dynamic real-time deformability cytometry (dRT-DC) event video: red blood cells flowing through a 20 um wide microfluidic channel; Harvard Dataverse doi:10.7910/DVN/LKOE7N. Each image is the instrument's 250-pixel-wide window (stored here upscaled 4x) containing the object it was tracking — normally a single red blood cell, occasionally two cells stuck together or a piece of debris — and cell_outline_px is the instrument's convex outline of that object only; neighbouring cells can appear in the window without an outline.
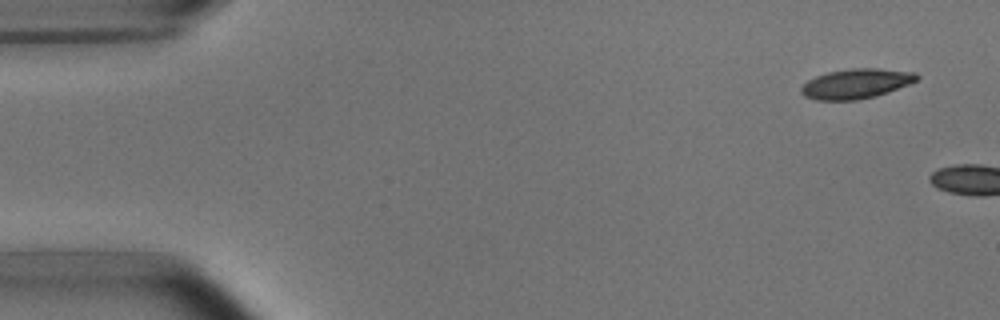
{"species": "common noctule bat (a hibernating species)", "species_latin": "Nyctalus noctula", "temperature_condition": "room temperature", "stored_images_in_passage": 2, "camera_frame_rate_fps": 3000, "um_per_image_px": 0.085, "animal": {"sex": "male", "body_mass_g": 15.6}, "frame": {"image": 1, "passage_image": 1, "time_ms": 0.0, "image_size_px": [1000, 320], "cell_outline_px": [[920, 76], [916, 80], [908, 84], [888, 92], [876, 96], [856, 100], [816, 100], [804, 96], [800, 92], [800, 88], [808, 80], [816, 76], [828, 72], [852, 68], [876, 68], [916, 72]], "centroid_in_image_um": [72.76, 7.11], "position_along_channel_um": 12.2, "area_um2": 20.06}}